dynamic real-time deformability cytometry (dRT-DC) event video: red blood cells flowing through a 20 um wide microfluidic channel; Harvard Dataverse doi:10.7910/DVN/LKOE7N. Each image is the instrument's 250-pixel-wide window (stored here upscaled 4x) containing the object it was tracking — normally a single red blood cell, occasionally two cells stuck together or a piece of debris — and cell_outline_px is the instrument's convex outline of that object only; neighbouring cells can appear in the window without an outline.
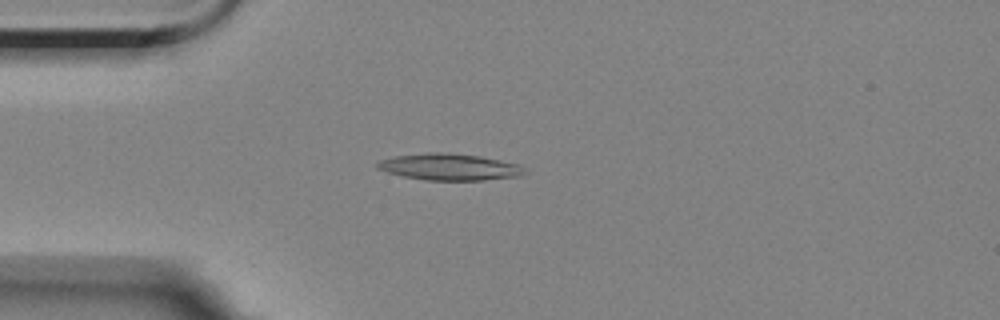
{"species": "Egyptian fruit bat (a non-hibernating species)", "species_latin": "Rousettus aegyptiacus", "temperature_condition": "room temperature", "stored_images_in_passage": 7, "camera_frame_rate_fps": 3000, "um_per_image_px": 0.085, "animal": {"sex": "female"}, "frame": {"image": 1, "passage_image": 4, "time_ms": 3.333, "image_size_px": [1000, 320], "cell_outline_px": [[528, 172], [524, 176], [484, 180], [428, 180], [404, 176], [388, 172], [376, 168], [376, 164], [380, 160], [396, 156], [428, 152], [448, 152], [480, 156], [520, 164], [528, 168]], "centroid_in_image_um": [38.31, 14.19], "position_along_channel_um": 46.7, "area_um2": 23.06}}
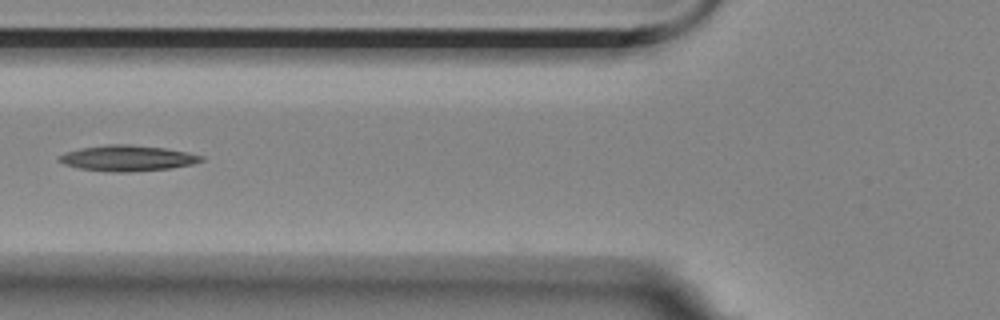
{"frame": {"image": 2, "passage_image": 6, "time_ms": 5.667, "image_size_px": [1000, 320], "cell_outline_px": [[204, 160], [192, 164], [168, 168], [128, 172], [116, 172], [80, 168], [64, 164], [56, 160], [56, 156], [80, 148], [108, 144], [128, 144], [164, 148], [204, 156]], "centroid_in_image_um": [10.79, 13.44], "position_along_channel_um": 115.0, "area_um2": 21.04}}
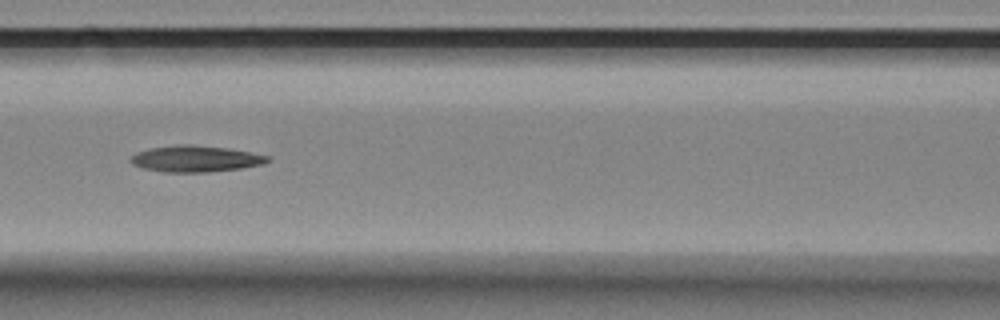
{"frame": {"image": 3, "passage_image": 7, "time_ms": 6.667, "image_size_px": [1000, 320], "cell_outline_px": [[272, 160], [264, 164], [240, 168], [208, 172], [164, 172], [144, 168], [132, 164], [128, 160], [136, 152], [152, 148], [176, 144], [192, 144], [228, 148], [268, 156]], "centroid_in_image_um": [16.61, 13.49], "position_along_channel_um": 150.0, "area_um2": 20.98}}